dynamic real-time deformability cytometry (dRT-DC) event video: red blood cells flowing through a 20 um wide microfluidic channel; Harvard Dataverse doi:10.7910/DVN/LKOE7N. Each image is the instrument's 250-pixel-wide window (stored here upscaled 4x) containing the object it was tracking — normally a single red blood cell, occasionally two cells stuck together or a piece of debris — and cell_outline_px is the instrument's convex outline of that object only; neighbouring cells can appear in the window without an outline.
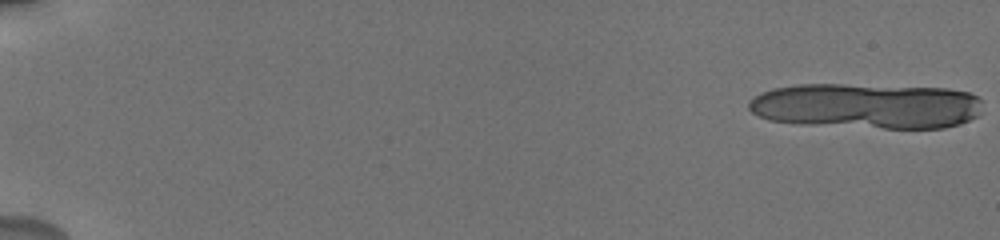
{"species": "human", "species_latin": "Homo sapiens", "temperature_condition": "cold", "stored_images_in_passage": 14, "camera_frame_rate_fps": 3000, "um_per_image_px": 0.085, "donor": {"sex": "male"}, "frame": {"image": 1, "passage_image": 1, "time_ms": 0.0, "image_size_px": [1000, 240], "cell_outline_px": [[980, 112], [976, 116], [960, 124], [944, 128], [884, 128], [800, 124], [768, 120], [752, 112], [748, 108], [748, 100], [760, 92], [772, 88], [796, 84], [844, 84], [948, 88], [968, 92], [976, 96], [980, 100]], "centroid_in_image_um": [73.61, 9.0], "position_along_channel_um": 11.4, "area_um2": 62.42}}